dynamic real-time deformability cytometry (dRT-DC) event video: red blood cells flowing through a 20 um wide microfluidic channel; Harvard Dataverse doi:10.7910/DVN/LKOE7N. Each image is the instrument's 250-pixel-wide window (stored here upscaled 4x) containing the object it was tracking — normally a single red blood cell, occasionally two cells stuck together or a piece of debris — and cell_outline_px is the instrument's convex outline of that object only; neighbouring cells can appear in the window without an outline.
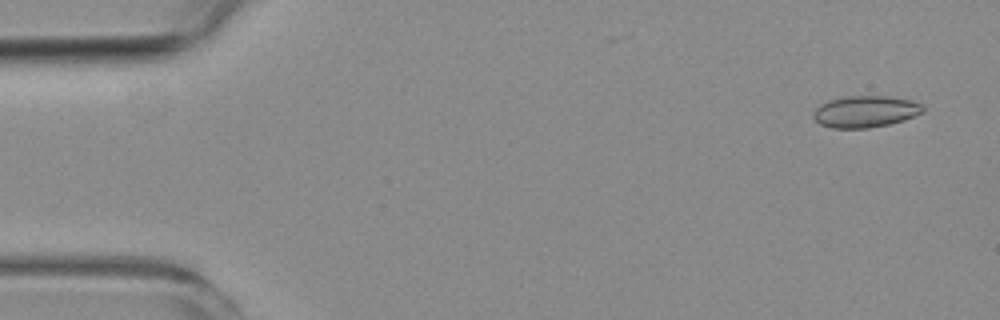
{"species": "common noctule bat (a hibernating species)", "species_latin": "Nyctalus noctula", "temperature_condition": "room temperature", "stored_images_in_passage": 4, "camera_frame_rate_fps": 3000, "um_per_image_px": 0.085, "animal": {"sex": "female", "body_mass_g": 19.3, "forearm_length_mm": 54.1}, "frame": {"image": 1, "passage_image": 1, "time_ms": 0.0, "image_size_px": [1000, 320], "cell_outline_px": [[924, 112], [904, 120], [888, 124], [868, 128], [832, 128], [820, 124], [812, 116], [812, 112], [820, 104], [828, 100], [848, 96], [888, 96], [912, 100], [924, 104]], "centroid_in_image_um": [73.57, 9.47], "position_along_channel_um": 11.4, "area_um2": 20.35}}